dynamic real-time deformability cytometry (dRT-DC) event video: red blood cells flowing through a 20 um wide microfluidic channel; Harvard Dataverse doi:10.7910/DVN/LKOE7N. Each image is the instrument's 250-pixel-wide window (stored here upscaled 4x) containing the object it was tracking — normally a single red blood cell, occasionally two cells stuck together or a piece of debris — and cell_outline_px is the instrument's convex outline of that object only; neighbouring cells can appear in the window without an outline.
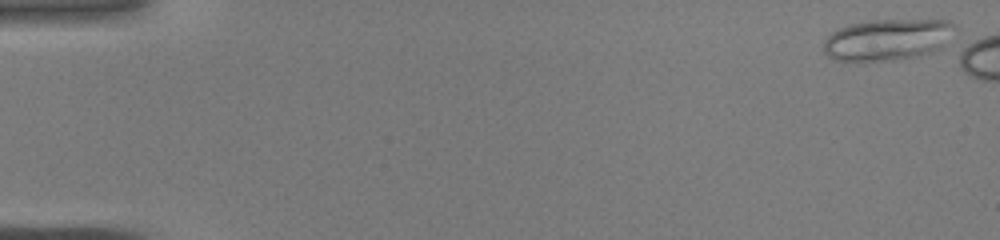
{"species": "common noctule bat (a hibernating species)", "species_latin": "Nyctalus noctula", "temperature_condition": "warm", "stored_images_in_passage": 10, "camera_frame_rate_fps": 3000, "um_per_image_px": 0.085, "animal": {"sex": "male", "body_mass_g": 19.0, "forearm_length_mm": 50.8}, "frame": {"image": 1, "passage_image": 1, "time_ms": 0.0, "image_size_px": [1000, 240], "cell_outline_px": [[956, 28], [944, 44], [940, 48], [916, 56], [896, 60], [832, 60], [824, 52], [824, 40], [832, 32], [840, 28], [852, 24], [872, 20], [948, 20], [956, 24]], "centroid_in_image_um": [75.43, 3.36], "position_along_channel_um": 9.6, "area_um2": 31.33}}